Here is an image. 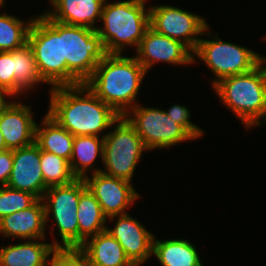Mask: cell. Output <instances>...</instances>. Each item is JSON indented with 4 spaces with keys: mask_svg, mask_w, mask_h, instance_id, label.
<instances>
[{
    "mask_svg": "<svg viewBox=\"0 0 266 266\" xmlns=\"http://www.w3.org/2000/svg\"><path fill=\"white\" fill-rule=\"evenodd\" d=\"M208 30L209 26L202 36L214 37L215 40L200 39L193 52V63L198 57L214 73L216 78L212 80V85L225 77L247 73L259 65L260 54L250 48L223 41L218 33L213 36L207 33Z\"/></svg>",
    "mask_w": 266,
    "mask_h": 266,
    "instance_id": "obj_7",
    "label": "cell"
},
{
    "mask_svg": "<svg viewBox=\"0 0 266 266\" xmlns=\"http://www.w3.org/2000/svg\"><path fill=\"white\" fill-rule=\"evenodd\" d=\"M115 124L114 130L103 134L105 168L101 172L132 182L137 163L147 149L136 129L124 116H120Z\"/></svg>",
    "mask_w": 266,
    "mask_h": 266,
    "instance_id": "obj_8",
    "label": "cell"
},
{
    "mask_svg": "<svg viewBox=\"0 0 266 266\" xmlns=\"http://www.w3.org/2000/svg\"><path fill=\"white\" fill-rule=\"evenodd\" d=\"M7 186L42 199L47 187L40 166V149L35 142L13 150V166Z\"/></svg>",
    "mask_w": 266,
    "mask_h": 266,
    "instance_id": "obj_15",
    "label": "cell"
},
{
    "mask_svg": "<svg viewBox=\"0 0 266 266\" xmlns=\"http://www.w3.org/2000/svg\"><path fill=\"white\" fill-rule=\"evenodd\" d=\"M135 52L137 61L146 71L150 70L155 62L182 66L193 63V52L185 44L157 33L151 27L146 30Z\"/></svg>",
    "mask_w": 266,
    "mask_h": 266,
    "instance_id": "obj_13",
    "label": "cell"
},
{
    "mask_svg": "<svg viewBox=\"0 0 266 266\" xmlns=\"http://www.w3.org/2000/svg\"><path fill=\"white\" fill-rule=\"evenodd\" d=\"M146 74L135 55L106 54L84 84L118 115L124 116L137 105L136 98Z\"/></svg>",
    "mask_w": 266,
    "mask_h": 266,
    "instance_id": "obj_2",
    "label": "cell"
},
{
    "mask_svg": "<svg viewBox=\"0 0 266 266\" xmlns=\"http://www.w3.org/2000/svg\"><path fill=\"white\" fill-rule=\"evenodd\" d=\"M259 65L263 69L266 77V57H264L263 55H259Z\"/></svg>",
    "mask_w": 266,
    "mask_h": 266,
    "instance_id": "obj_34",
    "label": "cell"
},
{
    "mask_svg": "<svg viewBox=\"0 0 266 266\" xmlns=\"http://www.w3.org/2000/svg\"><path fill=\"white\" fill-rule=\"evenodd\" d=\"M13 166V150L0 152V186L7 185Z\"/></svg>",
    "mask_w": 266,
    "mask_h": 266,
    "instance_id": "obj_32",
    "label": "cell"
},
{
    "mask_svg": "<svg viewBox=\"0 0 266 266\" xmlns=\"http://www.w3.org/2000/svg\"><path fill=\"white\" fill-rule=\"evenodd\" d=\"M53 8L44 12L57 22L96 30L105 0H50Z\"/></svg>",
    "mask_w": 266,
    "mask_h": 266,
    "instance_id": "obj_18",
    "label": "cell"
},
{
    "mask_svg": "<svg viewBox=\"0 0 266 266\" xmlns=\"http://www.w3.org/2000/svg\"><path fill=\"white\" fill-rule=\"evenodd\" d=\"M84 180L107 218L127 214L126 210L140 198L132 182L124 179L97 172L92 177L88 175Z\"/></svg>",
    "mask_w": 266,
    "mask_h": 266,
    "instance_id": "obj_12",
    "label": "cell"
},
{
    "mask_svg": "<svg viewBox=\"0 0 266 266\" xmlns=\"http://www.w3.org/2000/svg\"><path fill=\"white\" fill-rule=\"evenodd\" d=\"M37 199L30 192L0 186V219L30 207Z\"/></svg>",
    "mask_w": 266,
    "mask_h": 266,
    "instance_id": "obj_28",
    "label": "cell"
},
{
    "mask_svg": "<svg viewBox=\"0 0 266 266\" xmlns=\"http://www.w3.org/2000/svg\"><path fill=\"white\" fill-rule=\"evenodd\" d=\"M155 256L161 266H203L198 250L187 239H169L152 243V256Z\"/></svg>",
    "mask_w": 266,
    "mask_h": 266,
    "instance_id": "obj_23",
    "label": "cell"
},
{
    "mask_svg": "<svg viewBox=\"0 0 266 266\" xmlns=\"http://www.w3.org/2000/svg\"><path fill=\"white\" fill-rule=\"evenodd\" d=\"M149 13L152 29L182 42L192 52L195 51L200 37L208 27L205 18L170 5L150 6Z\"/></svg>",
    "mask_w": 266,
    "mask_h": 266,
    "instance_id": "obj_11",
    "label": "cell"
},
{
    "mask_svg": "<svg viewBox=\"0 0 266 266\" xmlns=\"http://www.w3.org/2000/svg\"><path fill=\"white\" fill-rule=\"evenodd\" d=\"M124 117L136 129L148 151L194 140L165 110L159 108L137 104Z\"/></svg>",
    "mask_w": 266,
    "mask_h": 266,
    "instance_id": "obj_10",
    "label": "cell"
},
{
    "mask_svg": "<svg viewBox=\"0 0 266 266\" xmlns=\"http://www.w3.org/2000/svg\"><path fill=\"white\" fill-rule=\"evenodd\" d=\"M28 239L24 243L0 247V266H48L50 256L61 249V243H42Z\"/></svg>",
    "mask_w": 266,
    "mask_h": 266,
    "instance_id": "obj_20",
    "label": "cell"
},
{
    "mask_svg": "<svg viewBox=\"0 0 266 266\" xmlns=\"http://www.w3.org/2000/svg\"><path fill=\"white\" fill-rule=\"evenodd\" d=\"M48 266H88L85 257L77 249H57Z\"/></svg>",
    "mask_w": 266,
    "mask_h": 266,
    "instance_id": "obj_31",
    "label": "cell"
},
{
    "mask_svg": "<svg viewBox=\"0 0 266 266\" xmlns=\"http://www.w3.org/2000/svg\"><path fill=\"white\" fill-rule=\"evenodd\" d=\"M62 61L67 62V86L84 84L106 55L96 30L61 23Z\"/></svg>",
    "mask_w": 266,
    "mask_h": 266,
    "instance_id": "obj_5",
    "label": "cell"
},
{
    "mask_svg": "<svg viewBox=\"0 0 266 266\" xmlns=\"http://www.w3.org/2000/svg\"><path fill=\"white\" fill-rule=\"evenodd\" d=\"M14 97L9 91L0 88V115L11 105L12 102L6 101V97Z\"/></svg>",
    "mask_w": 266,
    "mask_h": 266,
    "instance_id": "obj_33",
    "label": "cell"
},
{
    "mask_svg": "<svg viewBox=\"0 0 266 266\" xmlns=\"http://www.w3.org/2000/svg\"><path fill=\"white\" fill-rule=\"evenodd\" d=\"M77 218L79 226V247L89 237L106 230L107 225L105 223L108 218L88 187L80 193Z\"/></svg>",
    "mask_w": 266,
    "mask_h": 266,
    "instance_id": "obj_24",
    "label": "cell"
},
{
    "mask_svg": "<svg viewBox=\"0 0 266 266\" xmlns=\"http://www.w3.org/2000/svg\"><path fill=\"white\" fill-rule=\"evenodd\" d=\"M47 114L74 136H100L120 117L85 84L59 86L49 91Z\"/></svg>",
    "mask_w": 266,
    "mask_h": 266,
    "instance_id": "obj_1",
    "label": "cell"
},
{
    "mask_svg": "<svg viewBox=\"0 0 266 266\" xmlns=\"http://www.w3.org/2000/svg\"><path fill=\"white\" fill-rule=\"evenodd\" d=\"M40 77L51 88L67 86V62L62 61L61 23L45 13L35 17L28 33Z\"/></svg>",
    "mask_w": 266,
    "mask_h": 266,
    "instance_id": "obj_6",
    "label": "cell"
},
{
    "mask_svg": "<svg viewBox=\"0 0 266 266\" xmlns=\"http://www.w3.org/2000/svg\"><path fill=\"white\" fill-rule=\"evenodd\" d=\"M45 207L42 199H37L30 207L14 212L0 219V233L5 237L45 239Z\"/></svg>",
    "mask_w": 266,
    "mask_h": 266,
    "instance_id": "obj_17",
    "label": "cell"
},
{
    "mask_svg": "<svg viewBox=\"0 0 266 266\" xmlns=\"http://www.w3.org/2000/svg\"><path fill=\"white\" fill-rule=\"evenodd\" d=\"M35 18L27 22L16 16L0 14V51H12L28 43V33Z\"/></svg>",
    "mask_w": 266,
    "mask_h": 266,
    "instance_id": "obj_26",
    "label": "cell"
},
{
    "mask_svg": "<svg viewBox=\"0 0 266 266\" xmlns=\"http://www.w3.org/2000/svg\"><path fill=\"white\" fill-rule=\"evenodd\" d=\"M6 150H8V149L5 145V140H4L3 134L0 130V152L6 151Z\"/></svg>",
    "mask_w": 266,
    "mask_h": 266,
    "instance_id": "obj_35",
    "label": "cell"
},
{
    "mask_svg": "<svg viewBox=\"0 0 266 266\" xmlns=\"http://www.w3.org/2000/svg\"><path fill=\"white\" fill-rule=\"evenodd\" d=\"M115 219L114 227L108 226L106 230L120 243L131 263L140 266L149 260L152 256L154 235L128 213L114 215L107 220Z\"/></svg>",
    "mask_w": 266,
    "mask_h": 266,
    "instance_id": "obj_14",
    "label": "cell"
},
{
    "mask_svg": "<svg viewBox=\"0 0 266 266\" xmlns=\"http://www.w3.org/2000/svg\"><path fill=\"white\" fill-rule=\"evenodd\" d=\"M31 106L12 101L0 115V130L8 150H15L35 142L36 122Z\"/></svg>",
    "mask_w": 266,
    "mask_h": 266,
    "instance_id": "obj_16",
    "label": "cell"
},
{
    "mask_svg": "<svg viewBox=\"0 0 266 266\" xmlns=\"http://www.w3.org/2000/svg\"><path fill=\"white\" fill-rule=\"evenodd\" d=\"M5 0H0V8L4 6Z\"/></svg>",
    "mask_w": 266,
    "mask_h": 266,
    "instance_id": "obj_36",
    "label": "cell"
},
{
    "mask_svg": "<svg viewBox=\"0 0 266 266\" xmlns=\"http://www.w3.org/2000/svg\"><path fill=\"white\" fill-rule=\"evenodd\" d=\"M0 88L14 95V59L12 51H0Z\"/></svg>",
    "mask_w": 266,
    "mask_h": 266,
    "instance_id": "obj_30",
    "label": "cell"
},
{
    "mask_svg": "<svg viewBox=\"0 0 266 266\" xmlns=\"http://www.w3.org/2000/svg\"><path fill=\"white\" fill-rule=\"evenodd\" d=\"M88 266H134L120 243L107 231L86 239L77 249Z\"/></svg>",
    "mask_w": 266,
    "mask_h": 266,
    "instance_id": "obj_19",
    "label": "cell"
},
{
    "mask_svg": "<svg viewBox=\"0 0 266 266\" xmlns=\"http://www.w3.org/2000/svg\"><path fill=\"white\" fill-rule=\"evenodd\" d=\"M104 152V136H74L72 154L70 157V168L77 179H85L88 176L87 172L92 171V174L101 172V168L94 169L95 160L101 157L103 162Z\"/></svg>",
    "mask_w": 266,
    "mask_h": 266,
    "instance_id": "obj_21",
    "label": "cell"
},
{
    "mask_svg": "<svg viewBox=\"0 0 266 266\" xmlns=\"http://www.w3.org/2000/svg\"><path fill=\"white\" fill-rule=\"evenodd\" d=\"M107 1L101 14L104 26L96 29L106 54H122L127 46L137 50L150 27L149 8H145L147 0Z\"/></svg>",
    "mask_w": 266,
    "mask_h": 266,
    "instance_id": "obj_3",
    "label": "cell"
},
{
    "mask_svg": "<svg viewBox=\"0 0 266 266\" xmlns=\"http://www.w3.org/2000/svg\"><path fill=\"white\" fill-rule=\"evenodd\" d=\"M40 166L45 186L67 185L77 179L69 161L55 154L40 150Z\"/></svg>",
    "mask_w": 266,
    "mask_h": 266,
    "instance_id": "obj_27",
    "label": "cell"
},
{
    "mask_svg": "<svg viewBox=\"0 0 266 266\" xmlns=\"http://www.w3.org/2000/svg\"><path fill=\"white\" fill-rule=\"evenodd\" d=\"M189 111L186 106L179 104H174L168 111L165 110L166 114L173 118L193 139L200 138L205 131L190 121L191 115Z\"/></svg>",
    "mask_w": 266,
    "mask_h": 266,
    "instance_id": "obj_29",
    "label": "cell"
},
{
    "mask_svg": "<svg viewBox=\"0 0 266 266\" xmlns=\"http://www.w3.org/2000/svg\"><path fill=\"white\" fill-rule=\"evenodd\" d=\"M86 187L84 179H75L67 185L48 187L42 197L46 226L51 214L62 241V250L79 248L77 207L80 193Z\"/></svg>",
    "mask_w": 266,
    "mask_h": 266,
    "instance_id": "obj_9",
    "label": "cell"
},
{
    "mask_svg": "<svg viewBox=\"0 0 266 266\" xmlns=\"http://www.w3.org/2000/svg\"><path fill=\"white\" fill-rule=\"evenodd\" d=\"M12 58L14 59V97L26 94L40 82L45 84L40 77L33 50L28 43L12 50Z\"/></svg>",
    "mask_w": 266,
    "mask_h": 266,
    "instance_id": "obj_25",
    "label": "cell"
},
{
    "mask_svg": "<svg viewBox=\"0 0 266 266\" xmlns=\"http://www.w3.org/2000/svg\"><path fill=\"white\" fill-rule=\"evenodd\" d=\"M41 122L40 126L36 124L35 129V143L39 149L70 161L74 135L61 127L47 113Z\"/></svg>",
    "mask_w": 266,
    "mask_h": 266,
    "instance_id": "obj_22",
    "label": "cell"
},
{
    "mask_svg": "<svg viewBox=\"0 0 266 266\" xmlns=\"http://www.w3.org/2000/svg\"><path fill=\"white\" fill-rule=\"evenodd\" d=\"M213 90L248 129L266 123V77L260 65L221 79Z\"/></svg>",
    "mask_w": 266,
    "mask_h": 266,
    "instance_id": "obj_4",
    "label": "cell"
}]
</instances>
